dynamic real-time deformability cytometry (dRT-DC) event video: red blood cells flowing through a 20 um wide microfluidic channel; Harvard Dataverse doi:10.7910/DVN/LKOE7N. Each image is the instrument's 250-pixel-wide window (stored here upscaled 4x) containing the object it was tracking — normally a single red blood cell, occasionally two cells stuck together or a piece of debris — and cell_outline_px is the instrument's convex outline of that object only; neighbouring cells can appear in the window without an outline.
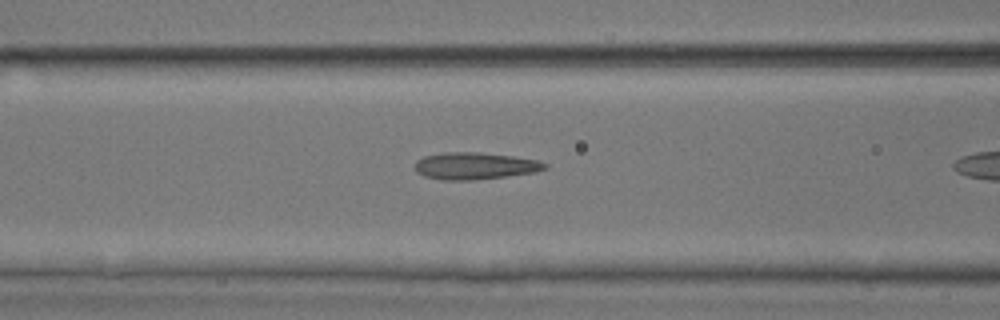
{"species": "common noctule bat (a hibernating species)", "species_latin": "Nyctalus noctula", "temperature_condition": "room temperature", "stored_images_in_passage": 8, "camera_frame_rate_fps": 3000, "um_per_image_px": 0.085, "animal": {"sex": "male", "body_mass_g": 17.9, "forearm_length_mm": 54.2}, "frame": {"image": 1, "passage_image": 7, "time_ms": 2.0, "image_size_px": [1000, 320], "cell_outline_px": [[548, 168], [536, 172], [472, 180], [444, 180], [424, 176], [416, 172], [416, 160], [424, 156], [444, 152], [480, 152], [512, 156], [536, 160], [548, 164]], "centroid_in_image_um": [40.36, 14.09], "position_along_channel_um": 126.2, "area_um2": 20.35}}